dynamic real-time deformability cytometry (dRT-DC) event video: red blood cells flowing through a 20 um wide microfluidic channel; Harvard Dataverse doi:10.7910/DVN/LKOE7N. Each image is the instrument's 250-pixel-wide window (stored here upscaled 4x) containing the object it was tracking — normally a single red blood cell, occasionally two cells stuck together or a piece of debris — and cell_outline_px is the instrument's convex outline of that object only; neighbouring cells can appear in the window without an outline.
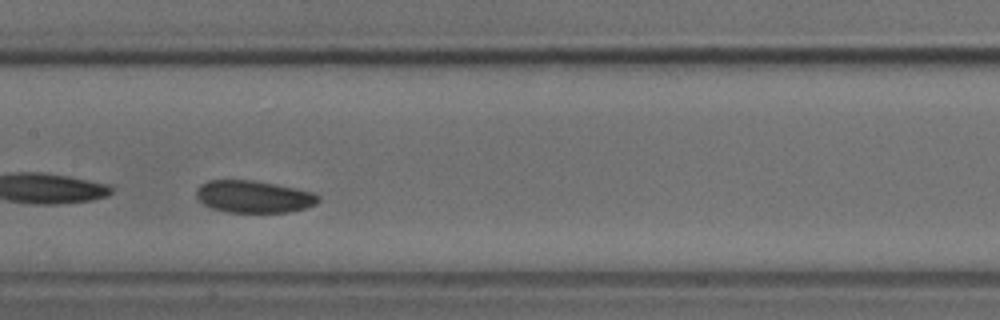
{"species": "common noctule bat (a hibernating species)", "species_latin": "Nyctalus noctula", "temperature_condition": "cold", "stored_images_in_passage": 37, "camera_frame_rate_fps": 3000, "um_per_image_px": 0.085, "animal": {"sex": "male", "body_mass_g": 18.8}, "frame": {"image": 1, "passage_image": 16, "time_ms": 5.0, "image_size_px": [1000, 320], "cell_outline_px": [[320, 200], [316, 204], [304, 208], [288, 212], [228, 212], [212, 208], [204, 204], [196, 196], [196, 188], [200, 184], [208, 180], [252, 180], [276, 184], [316, 192], [320, 196]], "centroid_in_image_um": [21.59, 16.7], "position_along_channel_um": 185.8, "area_um2": 23.0}}